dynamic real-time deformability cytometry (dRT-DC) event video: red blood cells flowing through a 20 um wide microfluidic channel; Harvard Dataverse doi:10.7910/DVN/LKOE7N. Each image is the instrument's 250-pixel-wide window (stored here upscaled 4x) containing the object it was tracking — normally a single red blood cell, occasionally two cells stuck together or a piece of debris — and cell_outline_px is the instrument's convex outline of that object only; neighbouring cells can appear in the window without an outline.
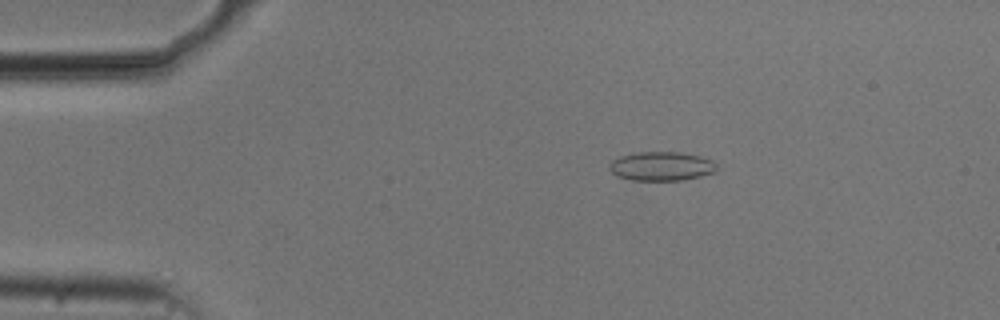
{"species": "common noctule bat (a hibernating species)", "species_latin": "Nyctalus noctula", "temperature_condition": "cold", "stored_images_in_passage": 43, "camera_frame_rate_fps": 3000, "um_per_image_px": 0.085, "animal": {"sex": "male", "body_mass_g": 20.5, "forearm_length_mm": 52.5}, "frame": {"image": 1, "passage_image": 1, "time_ms": 0.0, "image_size_px": [1000, 320], "cell_outline_px": [[720, 168], [716, 172], [684, 180], [632, 180], [616, 176], [608, 168], [612, 160], [620, 156], [636, 152], [680, 152], [700, 156], [712, 160]], "centroid_in_image_um": [56.24, 14.13], "position_along_channel_um": 28.8, "area_um2": 18.32}}
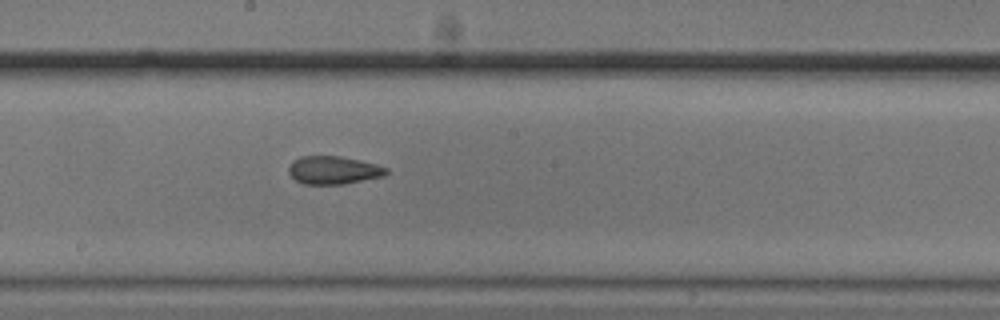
{"frame": {"image": 2, "passage_image": 21, "time_ms": 6.667, "image_size_px": [1000, 320], "cell_outline_px": [[388, 172], [384, 176], [344, 184], [304, 184], [296, 180], [288, 172], [288, 168], [292, 160], [300, 156], [340, 156], [360, 160], [376, 164], [388, 168]], "centroid_in_image_um": [28.34, 14.46], "position_along_channel_um": 219.9, "area_um2": 16.01}}
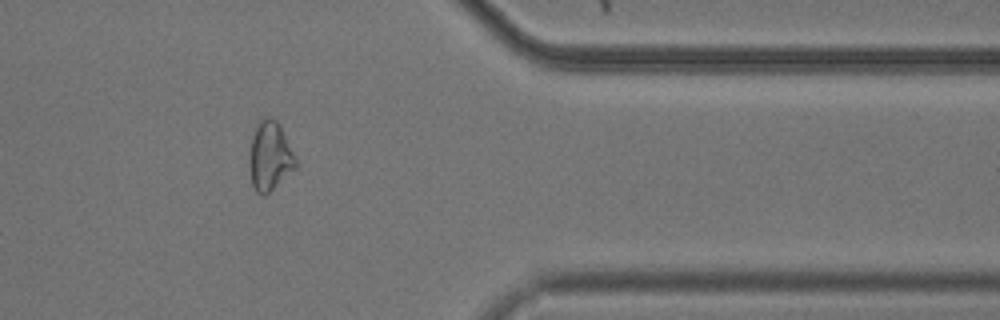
{"frame": {"image": 3, "passage_image": 36, "time_ms": 11.667, "image_size_px": [1000, 320], "cell_outline_px": [[296, 168], [264, 196], [256, 192], [252, 184], [248, 164], [248, 160], [252, 136], [256, 124], [264, 116], [268, 116], [276, 120], [280, 124], [296, 160]], "centroid_in_image_um": [22.91, 13.26], "position_along_channel_um": 388.5, "area_um2": 18.67}, "authors_computed_cell_mechanics": {"area_um2": 16.7042, "velocity_mm_per_s": 3.7174, "shape_relaxation_time_tau1_ms": null, "shape_relaxation_time_tau2_ms": 2.6855, "deformation_change_tau1": null, "deformation_change_tau2": 0.083}}